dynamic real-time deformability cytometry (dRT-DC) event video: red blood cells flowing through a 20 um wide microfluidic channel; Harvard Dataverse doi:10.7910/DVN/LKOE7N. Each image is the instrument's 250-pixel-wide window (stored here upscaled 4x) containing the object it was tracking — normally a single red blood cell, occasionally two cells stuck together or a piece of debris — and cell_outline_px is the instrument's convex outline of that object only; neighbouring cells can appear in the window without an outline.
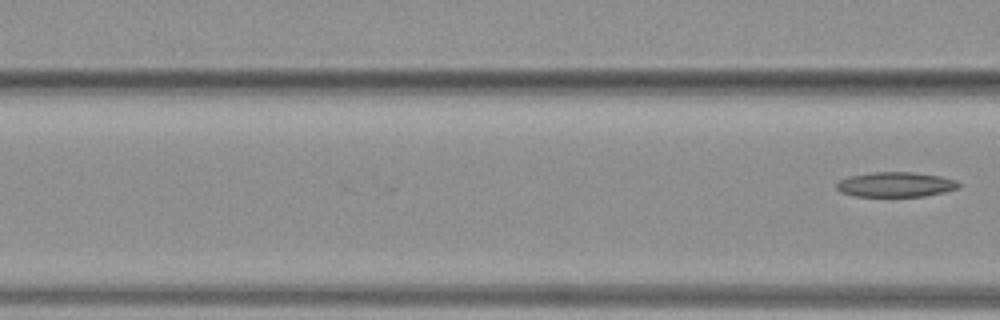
{"species": "common noctule bat (a hibernating species)", "species_latin": "Nyctalus noctula", "temperature_condition": "warm", "stored_images_in_passage": 4, "camera_frame_rate_fps": 3000, "um_per_image_px": 0.085, "animal": {"sex": "female", "body_mass_g": 19.3, "forearm_length_mm": 54.1}, "frame": {"image": 1, "passage_image": 4, "time_ms": 1.0, "image_size_px": [1000, 320], "cell_outline_px": [[960, 188], [944, 192], [924, 196], [856, 196], [840, 192], [836, 188], [836, 184], [840, 180], [848, 176], [872, 172], [912, 172], [940, 176], [956, 180], [960, 184]], "centroid_in_image_um": [76.13, 15.68], "position_along_channel_um": 90.5, "area_um2": 17.74}}